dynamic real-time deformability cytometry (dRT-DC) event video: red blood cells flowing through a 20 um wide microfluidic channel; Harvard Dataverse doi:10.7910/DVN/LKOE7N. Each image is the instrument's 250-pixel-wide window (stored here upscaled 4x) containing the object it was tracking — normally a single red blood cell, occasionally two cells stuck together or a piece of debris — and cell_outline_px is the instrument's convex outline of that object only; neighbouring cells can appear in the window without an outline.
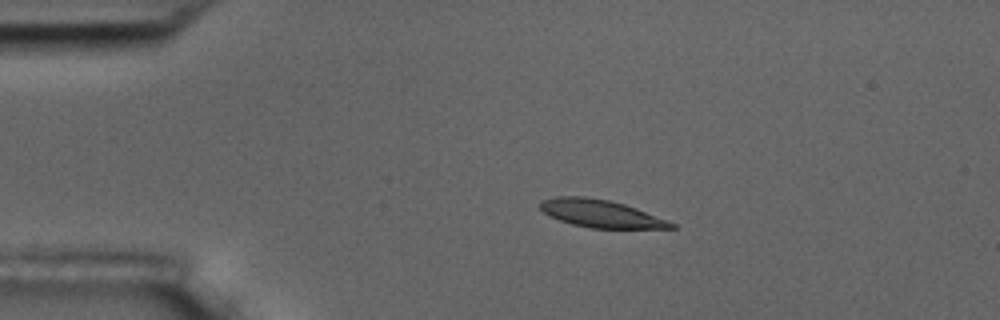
{"species": "common noctule bat (a hibernating species)", "species_latin": "Nyctalus noctula", "temperature_condition": "room temperature", "stored_images_in_passage": 5, "camera_frame_rate_fps": 3000, "um_per_image_px": 0.085, "animal": {"sex": "male", "body_mass_g": 17.5, "forearm_length_mm": 52.3}, "frame": {"image": 1, "passage_image": 3, "time_ms": 3.0, "image_size_px": [1000, 320], "cell_outline_px": [[676, 228], [588, 228], [572, 224], [560, 220], [544, 212], [540, 208], [540, 200], [556, 196], [584, 196], [608, 200], [624, 204], [636, 208], [668, 220], [676, 224]], "centroid_in_image_um": [51.06, 18.15], "position_along_channel_um": 33.9, "area_um2": 20.98}}
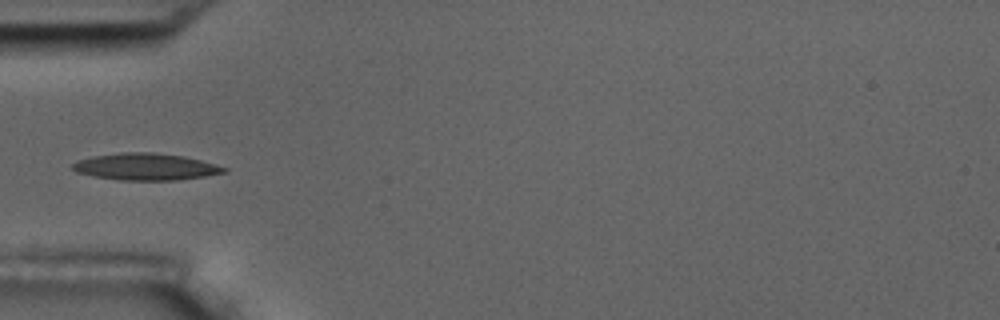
{"frame": {"image": 2, "passage_image": 5, "time_ms": 5.333, "image_size_px": [1000, 320], "cell_outline_px": [[228, 172], [204, 176], [176, 180], [120, 180], [92, 176], [76, 172], [72, 168], [72, 164], [76, 160], [92, 156], [124, 152], [152, 152], [184, 156], [216, 164], [228, 168]], "centroid_in_image_um": [12.37, 14.17], "position_along_channel_um": 72.6, "area_um2": 23.76}}